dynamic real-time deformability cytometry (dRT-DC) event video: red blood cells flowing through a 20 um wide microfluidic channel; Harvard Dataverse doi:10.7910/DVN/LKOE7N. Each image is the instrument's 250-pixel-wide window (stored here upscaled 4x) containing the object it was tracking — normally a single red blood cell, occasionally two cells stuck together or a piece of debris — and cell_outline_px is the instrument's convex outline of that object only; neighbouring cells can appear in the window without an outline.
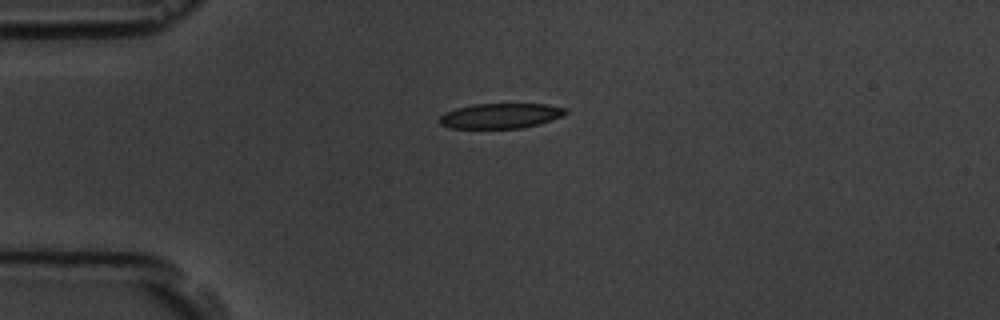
{"species": "common noctule bat (a hibernating species)", "species_latin": "Nyctalus noctula", "temperature_condition": "room temperature", "stored_images_in_passage": 4, "camera_frame_rate_fps": 3000, "um_per_image_px": 0.085, "animal": {"sex": "male", "body_mass_g": 19.5, "forearm_length_mm": 54.6}, "frame": {"image": 1, "passage_image": 1, "time_ms": 0.0, "image_size_px": [1000, 320], "cell_outline_px": [[568, 112], [552, 120], [540, 124], [524, 128], [452, 128], [440, 124], [436, 120], [444, 112], [456, 108], [472, 104], [548, 104], [568, 108]], "centroid_in_image_um": [42.54, 9.84], "position_along_channel_um": 42.5, "area_um2": 18.67}}
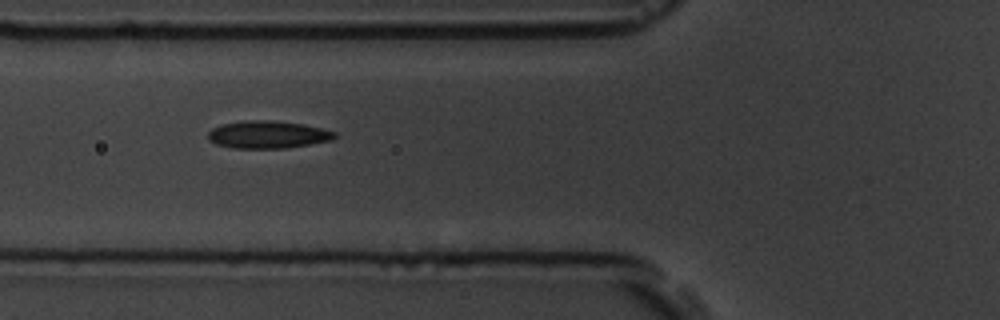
{"frame": {"image": 2, "passage_image": 3, "time_ms": 2.333, "image_size_px": [1000, 320], "cell_outline_px": [[336, 136], [332, 140], [288, 148], [232, 148], [216, 144], [208, 140], [208, 132], [212, 128], [220, 124], [248, 120], [272, 120], [304, 124], [336, 132]], "centroid_in_image_um": [22.74, 11.44], "position_along_channel_um": 103.1, "area_um2": 20.4}}
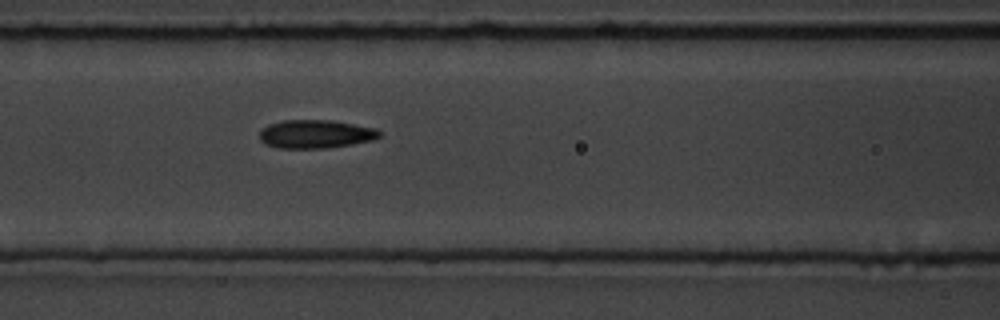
{"frame": {"image": 3, "passage_image": 4, "time_ms": 3.333, "image_size_px": [1000, 320], "cell_outline_px": [[380, 136], [372, 140], [352, 144], [328, 148], [276, 148], [264, 144], [260, 140], [260, 132], [268, 124], [284, 120], [332, 120], [376, 128], [380, 132]], "centroid_in_image_um": [26.81, 11.4], "position_along_channel_um": 139.8, "area_um2": 19.88}}